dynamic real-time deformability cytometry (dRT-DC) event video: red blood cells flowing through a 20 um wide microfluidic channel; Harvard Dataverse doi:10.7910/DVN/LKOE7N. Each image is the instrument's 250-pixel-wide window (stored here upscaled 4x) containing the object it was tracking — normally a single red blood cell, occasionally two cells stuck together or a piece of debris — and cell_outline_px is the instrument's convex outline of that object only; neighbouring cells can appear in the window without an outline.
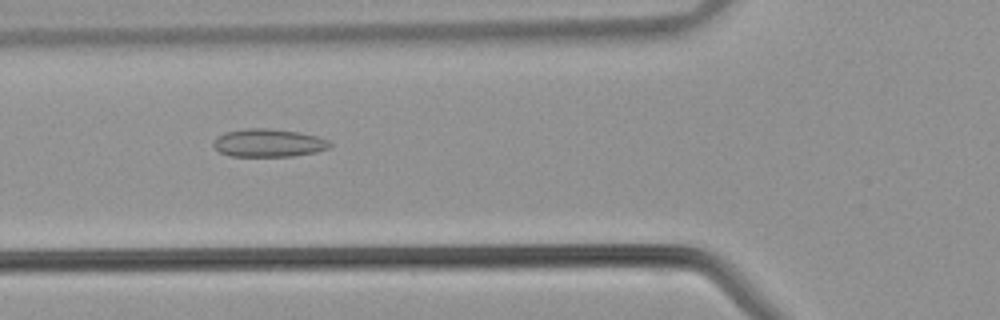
{"species": "common noctule bat (a hibernating species)", "species_latin": "Nyctalus noctula", "temperature_condition": "warm", "stored_images_in_passage": 33, "camera_frame_rate_fps": 3000, "um_per_image_px": 0.085, "animal": {"sex": "male", "body_mass_g": 21.5, "forearm_length_mm": 52.0}, "frame": {"image": 1, "passage_image": 7, "time_ms": 2.0, "image_size_px": [1000, 320], "cell_outline_px": [[332, 144], [328, 148], [316, 152], [292, 156], [232, 156], [220, 152], [212, 144], [216, 136], [224, 132], [248, 128], [264, 128], [300, 132], [316, 136], [328, 140]], "centroid_in_image_um": [22.81, 12.14], "position_along_channel_um": 103.0, "area_um2": 18.96}}
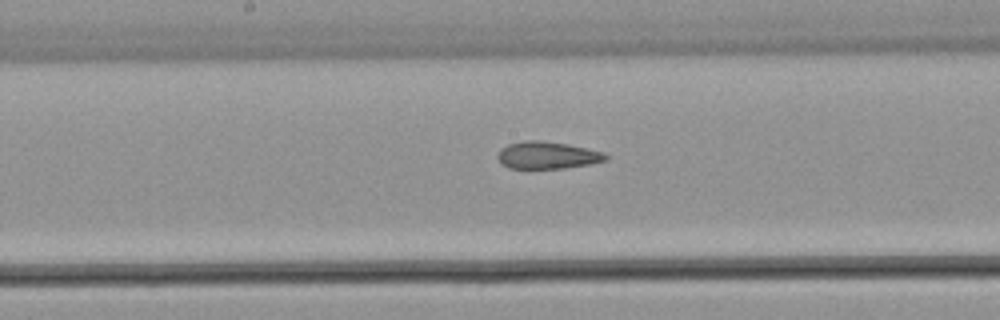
{"frame": {"image": 2, "passage_image": 13, "time_ms": 4.0, "image_size_px": [1000, 320], "cell_outline_px": [[608, 160], [588, 164], [564, 168], [508, 168], [500, 164], [496, 156], [500, 148], [508, 144], [524, 140], [540, 140], [568, 144], [588, 148], [604, 152], [608, 156]], "centroid_in_image_um": [46.49, 13.19], "position_along_channel_um": 201.7, "area_um2": 17.34}}
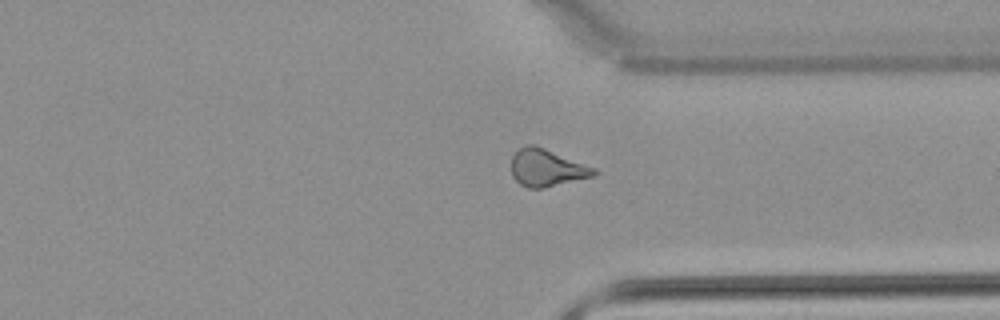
{"frame": {"image": 3, "passage_image": 23, "time_ms": 7.333, "image_size_px": [1000, 320], "cell_outline_px": [[596, 176], [544, 188], [528, 188], [520, 184], [512, 176], [512, 156], [524, 144], [536, 144], [596, 168]], "centroid_in_image_um": [46.49, 14.26], "position_along_channel_um": 364.9, "area_um2": 18.15}}